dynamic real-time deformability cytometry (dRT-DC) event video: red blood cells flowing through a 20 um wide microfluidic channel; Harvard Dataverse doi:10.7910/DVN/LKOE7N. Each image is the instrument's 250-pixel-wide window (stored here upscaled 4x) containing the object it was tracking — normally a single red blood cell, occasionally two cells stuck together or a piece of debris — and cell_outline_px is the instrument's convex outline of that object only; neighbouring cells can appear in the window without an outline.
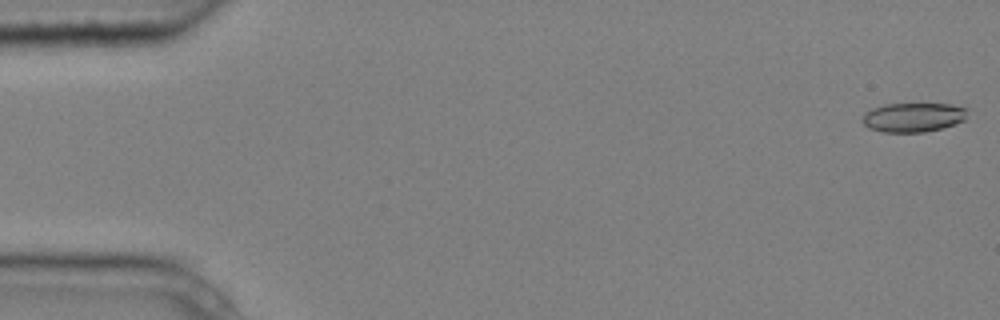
{"species": "common noctule bat (a hibernating species)", "species_latin": "Nyctalus noctula", "temperature_condition": "cold", "stored_images_in_passage": 6, "camera_frame_rate_fps": 3000, "um_per_image_px": 0.085, "animal": {"sex": "male", "body_mass_g": 20.4}, "frame": {"image": 1, "passage_image": 1, "time_ms": 0.0, "image_size_px": [1000, 320], "cell_outline_px": [[968, 108], [964, 120], [956, 124], [924, 132], [884, 132], [868, 128], [860, 120], [864, 112], [872, 108], [884, 104], [952, 104]], "centroid_in_image_um": [77.59, 9.96], "position_along_channel_um": 7.4, "area_um2": 18.03}}
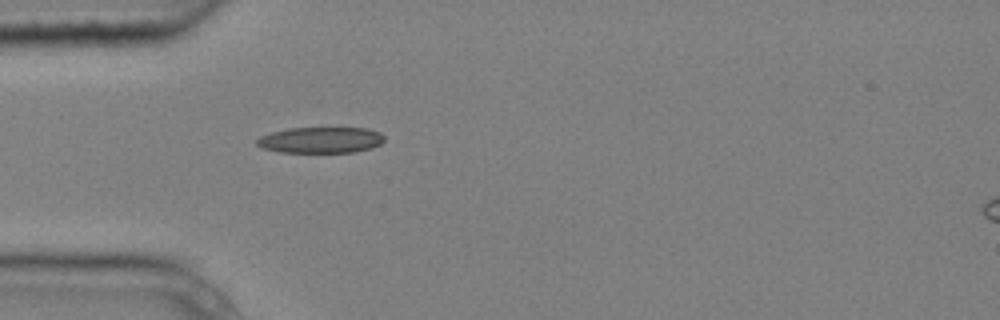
{"frame": {"image": 2, "passage_image": 5, "time_ms": 1.333, "image_size_px": [1000, 320], "cell_outline_px": [[384, 140], [380, 144], [372, 148], [356, 152], [280, 152], [264, 148], [256, 144], [256, 140], [260, 136], [272, 132], [288, 128], [368, 128], [380, 132], [384, 136]], "centroid_in_image_um": [27.29, 11.9], "position_along_channel_um": 57.7, "area_um2": 19.36}}